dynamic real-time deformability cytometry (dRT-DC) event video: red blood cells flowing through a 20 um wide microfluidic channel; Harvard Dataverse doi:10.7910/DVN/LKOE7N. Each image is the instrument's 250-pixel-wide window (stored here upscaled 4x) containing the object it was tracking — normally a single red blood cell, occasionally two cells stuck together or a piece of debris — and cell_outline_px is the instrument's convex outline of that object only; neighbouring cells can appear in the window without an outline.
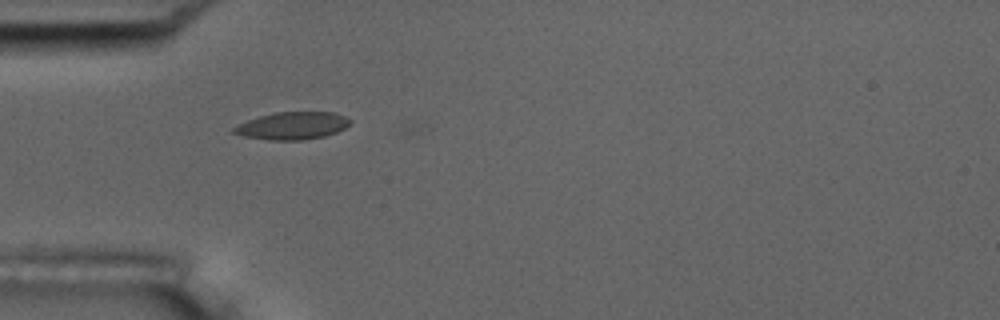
{"species": "common noctule bat (a hibernating species)", "species_latin": "Nyctalus noctula", "temperature_condition": "room temperature", "stored_images_in_passage": 2, "camera_frame_rate_fps": 3000, "um_per_image_px": 0.085, "animal": {"sex": "male", "body_mass_g": 17.5, "forearm_length_mm": 52.3}, "frame": {"image": 1, "passage_image": 1, "time_ms": 0.0, "image_size_px": [1000, 320], "cell_outline_px": [[352, 124], [336, 132], [324, 136], [304, 140], [268, 140], [244, 136], [232, 132], [232, 128], [248, 120], [260, 116], [276, 112], [332, 112], [344, 116], [352, 120]], "centroid_in_image_um": [24.88, 10.69], "position_along_channel_um": 60.1, "area_um2": 18.55}}